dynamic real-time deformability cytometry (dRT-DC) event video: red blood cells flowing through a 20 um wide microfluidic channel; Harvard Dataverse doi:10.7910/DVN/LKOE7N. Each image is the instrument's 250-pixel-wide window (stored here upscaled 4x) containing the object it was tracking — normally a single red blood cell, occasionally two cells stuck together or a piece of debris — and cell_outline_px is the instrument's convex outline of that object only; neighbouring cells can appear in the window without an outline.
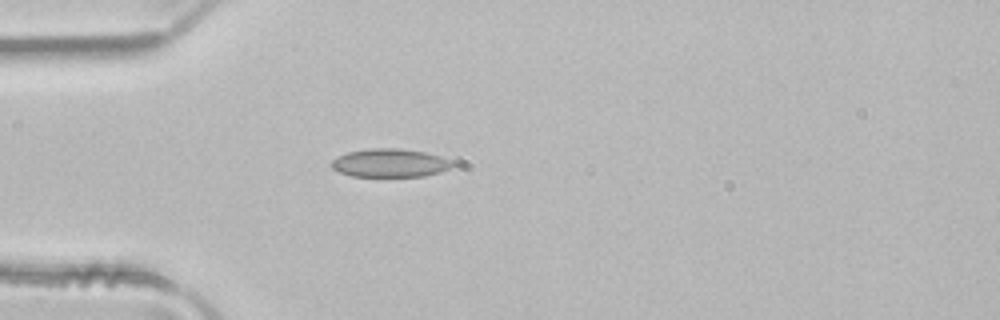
{"species": "common noctule bat (a hibernating species)", "species_latin": "Nyctalus noctula", "temperature_condition": "room temperature", "stored_images_in_passage": 1, "camera_frame_rate_fps": 3000, "um_per_image_px": 0.085, "animal": {"sex": "male", "body_mass_g": 21.5, "forearm_length_mm": 52.0}, "frame": {"image": 1, "passage_image": 1, "time_ms": 0.0, "image_size_px": [1000, 320], "cell_outline_px": [[456, 164], [452, 168], [440, 172], [424, 176], [352, 176], [340, 172], [332, 168], [332, 160], [348, 152], [368, 148], [396, 148], [424, 152], [440, 156], [452, 160]], "centroid_in_image_um": [33.2, 13.85], "position_along_channel_um": 51.8, "area_um2": 19.94}}